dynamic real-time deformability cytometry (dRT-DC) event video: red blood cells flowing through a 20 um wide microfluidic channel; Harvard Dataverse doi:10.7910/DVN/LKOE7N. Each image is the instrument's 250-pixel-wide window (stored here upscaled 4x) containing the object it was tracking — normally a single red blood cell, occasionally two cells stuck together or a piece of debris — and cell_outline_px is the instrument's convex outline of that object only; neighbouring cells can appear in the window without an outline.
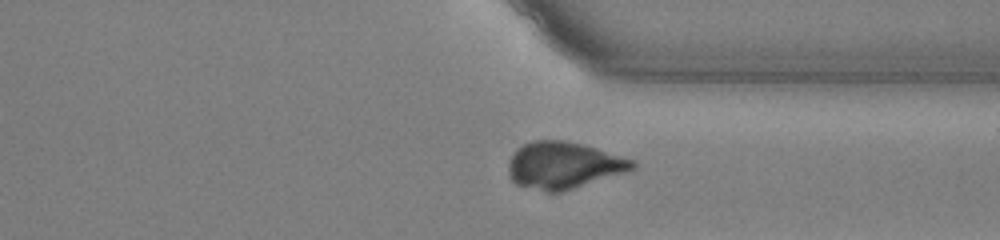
{"species": "common noctule bat (a hibernating species)", "species_latin": "Nyctalus noctula", "temperature_condition": "warm", "stored_images_in_passage": 38, "camera_frame_rate_fps": 3000, "um_per_image_px": 0.085, "animal": {"sex": "male", "body_mass_g": 13.0, "forearm_length_mm": 53.1}, "frame": {"image": 1, "passage_image": 25, "time_ms": 8.0, "image_size_px": [1000, 240], "cell_outline_px": [[636, 168], [628, 172], [560, 192], [548, 192], [516, 184], [512, 180], [508, 172], [508, 164], [512, 156], [524, 144], [532, 140], [564, 140], [584, 144], [636, 160]], "centroid_in_image_um": [47.96, 14.04], "position_along_channel_um": 363.4, "area_um2": 33.87}}
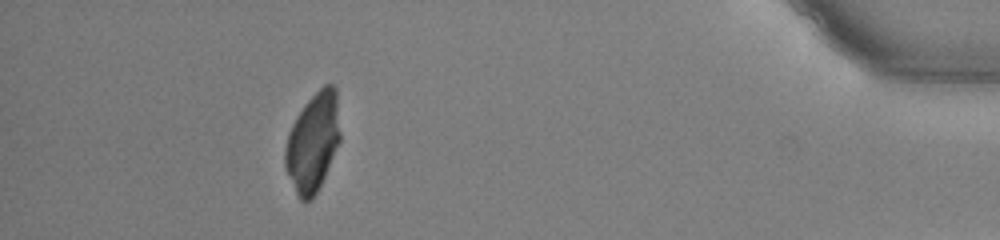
{"frame": {"image": 2, "passage_image": 33, "time_ms": 10.667, "image_size_px": [1000, 240], "cell_outline_px": [[340, 140], [324, 176], [316, 192], [308, 200], [300, 200], [284, 168], [284, 148], [288, 132], [296, 116], [304, 104], [324, 84], [332, 84], [336, 88], [340, 132]], "centroid_in_image_um": [26.57, 12.05], "position_along_channel_um": 408.6, "area_um2": 31.39}}